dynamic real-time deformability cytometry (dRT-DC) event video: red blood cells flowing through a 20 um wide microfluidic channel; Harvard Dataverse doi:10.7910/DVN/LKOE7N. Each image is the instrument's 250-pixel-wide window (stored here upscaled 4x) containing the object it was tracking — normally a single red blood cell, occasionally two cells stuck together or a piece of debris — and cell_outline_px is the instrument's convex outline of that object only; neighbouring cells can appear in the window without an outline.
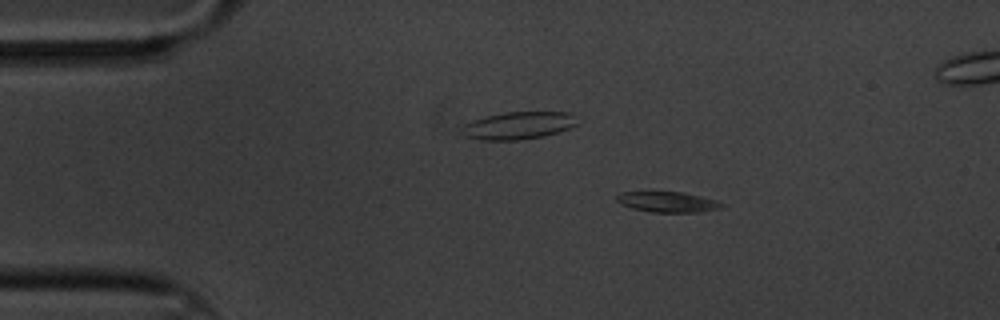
{"species": "common noctule bat (a hibernating species)", "species_latin": "Nyctalus noctula", "temperature_condition": "cold", "stored_images_in_passage": 62, "segment_of_instrument_passage": [1, 2], "camera_frame_rate_fps": 3000, "um_per_image_px": 0.085, "animal": {"sex": "male", "body_mass_g": 20.1, "forearm_length_mm": 53.5}, "frame": {"image": 1, "passage_image": 11, "time_ms": 3.333, "image_size_px": [1000, 320], "cell_outline_px": [[724, 208], [700, 212], [652, 212], [632, 208], [620, 204], [616, 200], [616, 196], [620, 192], [680, 192], [700, 196], [716, 200], [724, 204]], "centroid_in_image_um": [56.76, 17.17], "position_along_channel_um": 28.2, "area_um2": 12.54}}
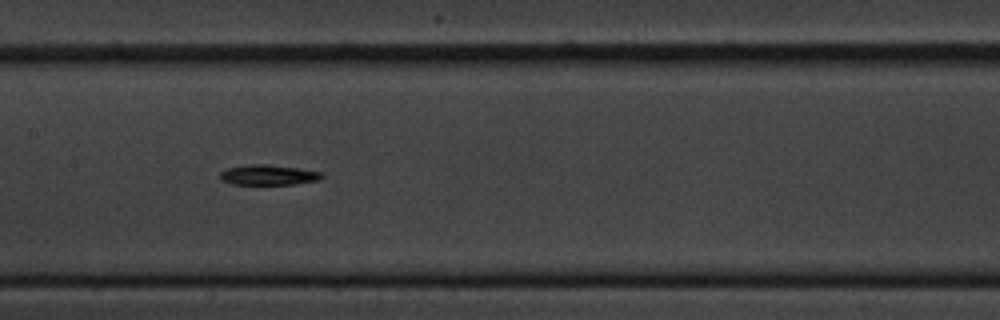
{"frame": {"image": 2, "passage_image": 30, "time_ms": 9.667, "image_size_px": [1000, 320], "cell_outline_px": [[324, 176], [320, 180], [292, 184], [232, 184], [220, 180], [220, 172], [228, 168], [252, 164], [264, 164], [296, 168], [324, 172]], "centroid_in_image_um": [22.83, 14.87], "position_along_channel_um": 184.6, "area_um2": 11.91}}
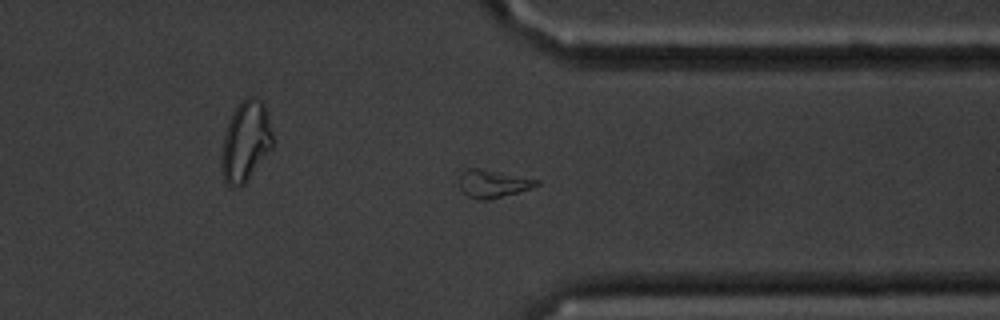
{"frame": {"image": 3, "passage_image": 47, "time_ms": 15.333, "image_size_px": [1000, 320], "cell_outline_px": [[540, 184], [532, 188], [520, 192], [488, 200], [476, 200], [468, 196], [460, 188], [460, 172], [464, 168], [480, 168], [540, 180]], "centroid_in_image_um": [41.89, 15.61], "position_along_channel_um": 369.5, "area_um2": 12.66}}